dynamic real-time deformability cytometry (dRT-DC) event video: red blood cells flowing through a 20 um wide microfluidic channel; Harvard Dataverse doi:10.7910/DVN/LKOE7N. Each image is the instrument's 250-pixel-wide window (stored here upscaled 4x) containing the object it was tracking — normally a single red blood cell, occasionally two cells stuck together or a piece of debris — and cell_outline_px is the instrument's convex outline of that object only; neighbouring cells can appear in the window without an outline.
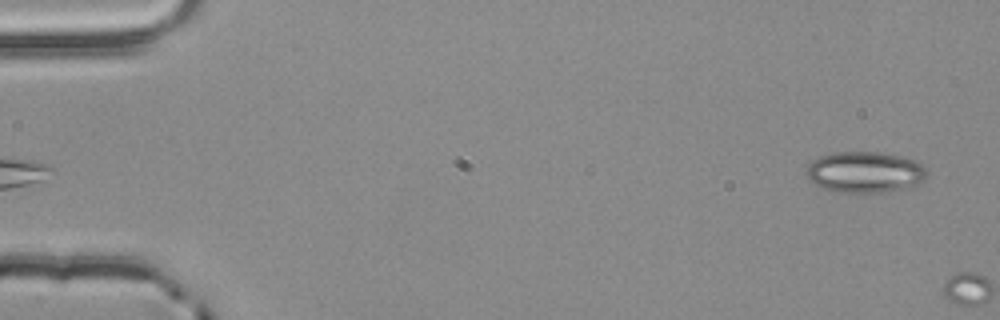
{"species": "common noctule bat (a hibernating species)", "species_latin": "Nyctalus noctula", "temperature_condition": "room temperature", "stored_images_in_passage": 5, "camera_frame_rate_fps": 3000, "um_per_image_px": 0.085, "animal": {"sex": "male", "body_mass_g": 20.4}, "frame": {"image": 1, "passage_image": 5, "time_ms": 1.333, "image_size_px": [1000, 320], "cell_outline_px": [[928, 176], [924, 180], [916, 184], [904, 188], [876, 192], [840, 192], [824, 188], [816, 184], [804, 172], [808, 164], [812, 160], [820, 156], [836, 152], [880, 152], [904, 156], [920, 164], [928, 172]], "centroid_in_image_um": [73.51, 14.61], "position_along_channel_um": 11.5, "area_um2": 28.61}}